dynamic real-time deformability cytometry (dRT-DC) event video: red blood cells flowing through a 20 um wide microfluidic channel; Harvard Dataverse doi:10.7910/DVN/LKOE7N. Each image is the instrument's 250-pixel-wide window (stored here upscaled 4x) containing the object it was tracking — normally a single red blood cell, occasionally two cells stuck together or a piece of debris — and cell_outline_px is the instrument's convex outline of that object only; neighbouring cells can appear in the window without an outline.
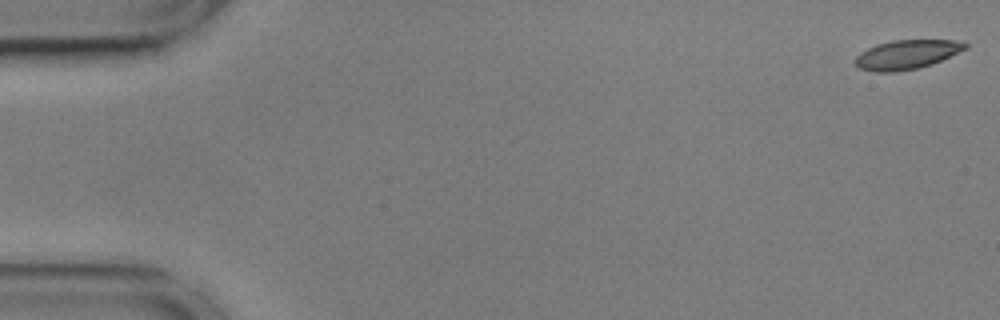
{"species": "common noctule bat (a hibernating species)", "species_latin": "Nyctalus noctula", "temperature_condition": "cold", "stored_images_in_passage": 56, "camera_frame_rate_fps": 3000, "um_per_image_px": 0.085, "animal": {"sex": "male", "body_mass_g": 17.9, "forearm_length_mm": 54.2}, "frame": {"image": 1, "passage_image": 1, "time_ms": 0.0, "image_size_px": [1000, 320], "cell_outline_px": [[968, 48], [932, 64], [916, 68], [896, 72], [872, 72], [856, 68], [852, 60], [860, 52], [876, 44], [892, 40], [952, 40], [968, 44]], "centroid_in_image_um": [76.99, 4.65], "position_along_channel_um": 8.0, "area_um2": 18.9}}
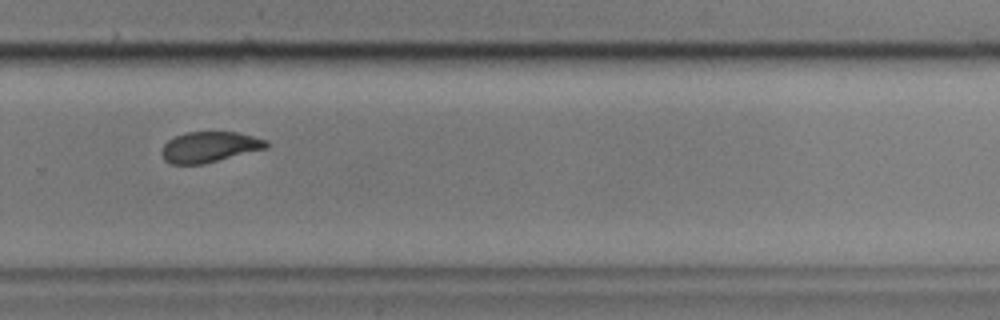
{"frame": {"image": 2, "passage_image": 38, "time_ms": 12.333, "image_size_px": [1000, 320], "cell_outline_px": [[268, 148], [204, 164], [172, 164], [164, 160], [160, 152], [164, 144], [168, 140], [176, 136], [188, 132], [236, 132], [268, 140]], "centroid_in_image_um": [17.81, 12.5], "position_along_channel_um": 312.0, "area_um2": 18.73}}
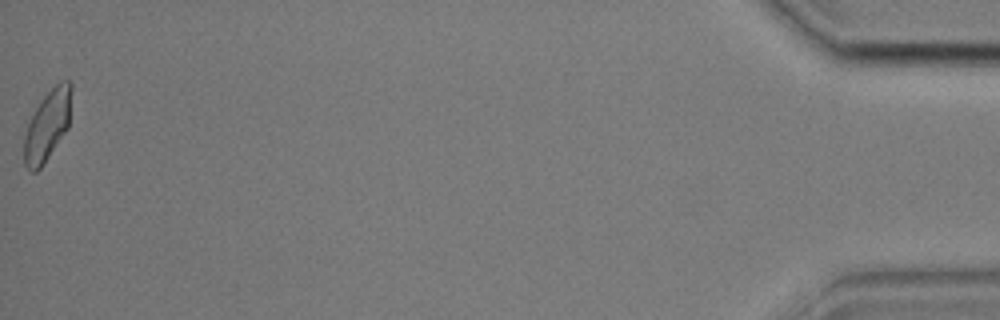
{"frame": {"image": 3, "passage_image": 56, "time_ms": 18.333, "image_size_px": [1000, 320], "cell_outline_px": [[72, 88], [68, 128], [44, 164], [36, 172], [32, 172], [24, 164], [24, 136], [28, 124], [40, 100], [60, 80], [72, 80]], "centroid_in_image_um": [4.04, 10.64], "position_along_channel_um": 431.2, "area_um2": 19.42}, "authors_computed_cell_mechanics": {"area_um2": 19.7676, "velocity_mm_per_s": 3.5815, "shape_relaxation_time_tau1_ms": 3.3819, "shape_relaxation_time_tau2_ms": 2.258, "deformation_change_tau1": 0.1401, "deformation_change_tau2": 0.0812}}